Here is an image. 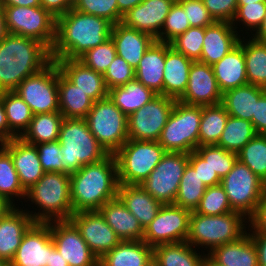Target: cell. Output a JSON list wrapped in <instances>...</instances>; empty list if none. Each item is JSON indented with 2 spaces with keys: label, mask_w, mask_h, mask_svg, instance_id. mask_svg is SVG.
<instances>
[{
  "label": "cell",
  "mask_w": 266,
  "mask_h": 266,
  "mask_svg": "<svg viewBox=\"0 0 266 266\" xmlns=\"http://www.w3.org/2000/svg\"><path fill=\"white\" fill-rule=\"evenodd\" d=\"M222 94L212 66L193 61L185 93L179 101L195 106H213L221 104Z\"/></svg>",
  "instance_id": "obj_19"
},
{
  "label": "cell",
  "mask_w": 266,
  "mask_h": 266,
  "mask_svg": "<svg viewBox=\"0 0 266 266\" xmlns=\"http://www.w3.org/2000/svg\"><path fill=\"white\" fill-rule=\"evenodd\" d=\"M117 196L137 218L143 229L154 220L162 204L140 185L119 184Z\"/></svg>",
  "instance_id": "obj_29"
},
{
  "label": "cell",
  "mask_w": 266,
  "mask_h": 266,
  "mask_svg": "<svg viewBox=\"0 0 266 266\" xmlns=\"http://www.w3.org/2000/svg\"><path fill=\"white\" fill-rule=\"evenodd\" d=\"M73 9L84 14L103 17L112 24L120 23L123 19L118 10L117 0H79Z\"/></svg>",
  "instance_id": "obj_51"
},
{
  "label": "cell",
  "mask_w": 266,
  "mask_h": 266,
  "mask_svg": "<svg viewBox=\"0 0 266 266\" xmlns=\"http://www.w3.org/2000/svg\"><path fill=\"white\" fill-rule=\"evenodd\" d=\"M195 151L204 158L220 179H223L237 161V154L217 145L198 146Z\"/></svg>",
  "instance_id": "obj_45"
},
{
  "label": "cell",
  "mask_w": 266,
  "mask_h": 266,
  "mask_svg": "<svg viewBox=\"0 0 266 266\" xmlns=\"http://www.w3.org/2000/svg\"><path fill=\"white\" fill-rule=\"evenodd\" d=\"M189 20L183 7L175 1L165 18L163 28L155 39L159 42L170 43L180 34H183L190 28Z\"/></svg>",
  "instance_id": "obj_50"
},
{
  "label": "cell",
  "mask_w": 266,
  "mask_h": 266,
  "mask_svg": "<svg viewBox=\"0 0 266 266\" xmlns=\"http://www.w3.org/2000/svg\"><path fill=\"white\" fill-rule=\"evenodd\" d=\"M215 21L232 22L236 12L237 0H202Z\"/></svg>",
  "instance_id": "obj_55"
},
{
  "label": "cell",
  "mask_w": 266,
  "mask_h": 266,
  "mask_svg": "<svg viewBox=\"0 0 266 266\" xmlns=\"http://www.w3.org/2000/svg\"><path fill=\"white\" fill-rule=\"evenodd\" d=\"M175 1L144 0L123 15L121 23L129 28L148 33L156 39Z\"/></svg>",
  "instance_id": "obj_20"
},
{
  "label": "cell",
  "mask_w": 266,
  "mask_h": 266,
  "mask_svg": "<svg viewBox=\"0 0 266 266\" xmlns=\"http://www.w3.org/2000/svg\"><path fill=\"white\" fill-rule=\"evenodd\" d=\"M164 64L165 42L155 40L146 50L135 69V79L157 95H163Z\"/></svg>",
  "instance_id": "obj_28"
},
{
  "label": "cell",
  "mask_w": 266,
  "mask_h": 266,
  "mask_svg": "<svg viewBox=\"0 0 266 266\" xmlns=\"http://www.w3.org/2000/svg\"><path fill=\"white\" fill-rule=\"evenodd\" d=\"M110 37L114 42L116 54L134 69L137 68L144 53L155 41L150 34L129 28L121 22L112 25Z\"/></svg>",
  "instance_id": "obj_23"
},
{
  "label": "cell",
  "mask_w": 266,
  "mask_h": 266,
  "mask_svg": "<svg viewBox=\"0 0 266 266\" xmlns=\"http://www.w3.org/2000/svg\"><path fill=\"white\" fill-rule=\"evenodd\" d=\"M99 211L121 241L143 239L144 229L118 196L106 202Z\"/></svg>",
  "instance_id": "obj_27"
},
{
  "label": "cell",
  "mask_w": 266,
  "mask_h": 266,
  "mask_svg": "<svg viewBox=\"0 0 266 266\" xmlns=\"http://www.w3.org/2000/svg\"><path fill=\"white\" fill-rule=\"evenodd\" d=\"M0 196L6 198L14 206L16 200H25L26 191L20 184L11 154L0 143ZM16 198V199H14Z\"/></svg>",
  "instance_id": "obj_42"
},
{
  "label": "cell",
  "mask_w": 266,
  "mask_h": 266,
  "mask_svg": "<svg viewBox=\"0 0 266 266\" xmlns=\"http://www.w3.org/2000/svg\"><path fill=\"white\" fill-rule=\"evenodd\" d=\"M233 211L250 220L266 192V184L253 171L237 159L233 168L221 179Z\"/></svg>",
  "instance_id": "obj_9"
},
{
  "label": "cell",
  "mask_w": 266,
  "mask_h": 266,
  "mask_svg": "<svg viewBox=\"0 0 266 266\" xmlns=\"http://www.w3.org/2000/svg\"><path fill=\"white\" fill-rule=\"evenodd\" d=\"M14 92L34 115L59 112L58 64L52 61L42 71L26 77Z\"/></svg>",
  "instance_id": "obj_12"
},
{
  "label": "cell",
  "mask_w": 266,
  "mask_h": 266,
  "mask_svg": "<svg viewBox=\"0 0 266 266\" xmlns=\"http://www.w3.org/2000/svg\"><path fill=\"white\" fill-rule=\"evenodd\" d=\"M265 13L266 2H256L252 4L238 5L236 15L233 21L231 22L232 26L236 30L237 28H239L237 26L242 25L243 28L240 26L239 29L242 30H238V34L240 33V31L243 32V29L245 28V31H250V35H252L261 26Z\"/></svg>",
  "instance_id": "obj_49"
},
{
  "label": "cell",
  "mask_w": 266,
  "mask_h": 266,
  "mask_svg": "<svg viewBox=\"0 0 266 266\" xmlns=\"http://www.w3.org/2000/svg\"><path fill=\"white\" fill-rule=\"evenodd\" d=\"M249 33H245L249 39L243 36L239 41L244 50L247 81L266 89V42L254 39Z\"/></svg>",
  "instance_id": "obj_37"
},
{
  "label": "cell",
  "mask_w": 266,
  "mask_h": 266,
  "mask_svg": "<svg viewBox=\"0 0 266 266\" xmlns=\"http://www.w3.org/2000/svg\"><path fill=\"white\" fill-rule=\"evenodd\" d=\"M247 226H249V220L236 211L215 216L192 211L186 241L194 248H206L204 250L209 253L217 246L240 239L247 233Z\"/></svg>",
  "instance_id": "obj_6"
},
{
  "label": "cell",
  "mask_w": 266,
  "mask_h": 266,
  "mask_svg": "<svg viewBox=\"0 0 266 266\" xmlns=\"http://www.w3.org/2000/svg\"><path fill=\"white\" fill-rule=\"evenodd\" d=\"M144 0H117L119 13L123 16Z\"/></svg>",
  "instance_id": "obj_63"
},
{
  "label": "cell",
  "mask_w": 266,
  "mask_h": 266,
  "mask_svg": "<svg viewBox=\"0 0 266 266\" xmlns=\"http://www.w3.org/2000/svg\"><path fill=\"white\" fill-rule=\"evenodd\" d=\"M189 153L166 152L140 186L162 205L174 204Z\"/></svg>",
  "instance_id": "obj_13"
},
{
  "label": "cell",
  "mask_w": 266,
  "mask_h": 266,
  "mask_svg": "<svg viewBox=\"0 0 266 266\" xmlns=\"http://www.w3.org/2000/svg\"><path fill=\"white\" fill-rule=\"evenodd\" d=\"M40 5L45 10L49 11L55 18L66 14L73 8L68 3V0H40Z\"/></svg>",
  "instance_id": "obj_59"
},
{
  "label": "cell",
  "mask_w": 266,
  "mask_h": 266,
  "mask_svg": "<svg viewBox=\"0 0 266 266\" xmlns=\"http://www.w3.org/2000/svg\"><path fill=\"white\" fill-rule=\"evenodd\" d=\"M146 266H159L158 262L152 257Z\"/></svg>",
  "instance_id": "obj_70"
},
{
  "label": "cell",
  "mask_w": 266,
  "mask_h": 266,
  "mask_svg": "<svg viewBox=\"0 0 266 266\" xmlns=\"http://www.w3.org/2000/svg\"><path fill=\"white\" fill-rule=\"evenodd\" d=\"M63 120L64 117L60 112L33 115L28 129L21 138L33 145L56 141Z\"/></svg>",
  "instance_id": "obj_38"
},
{
  "label": "cell",
  "mask_w": 266,
  "mask_h": 266,
  "mask_svg": "<svg viewBox=\"0 0 266 266\" xmlns=\"http://www.w3.org/2000/svg\"><path fill=\"white\" fill-rule=\"evenodd\" d=\"M205 27H190L170 42V46L187 58L198 61L201 57Z\"/></svg>",
  "instance_id": "obj_47"
},
{
  "label": "cell",
  "mask_w": 266,
  "mask_h": 266,
  "mask_svg": "<svg viewBox=\"0 0 266 266\" xmlns=\"http://www.w3.org/2000/svg\"><path fill=\"white\" fill-rule=\"evenodd\" d=\"M193 60L175 51L165 43V68L163 71V95L179 100L185 93L190 66Z\"/></svg>",
  "instance_id": "obj_26"
},
{
  "label": "cell",
  "mask_w": 266,
  "mask_h": 266,
  "mask_svg": "<svg viewBox=\"0 0 266 266\" xmlns=\"http://www.w3.org/2000/svg\"><path fill=\"white\" fill-rule=\"evenodd\" d=\"M16 137L17 136L9 129L2 103V92H0V143Z\"/></svg>",
  "instance_id": "obj_60"
},
{
  "label": "cell",
  "mask_w": 266,
  "mask_h": 266,
  "mask_svg": "<svg viewBox=\"0 0 266 266\" xmlns=\"http://www.w3.org/2000/svg\"><path fill=\"white\" fill-rule=\"evenodd\" d=\"M238 5L252 4L256 2H266V0H237Z\"/></svg>",
  "instance_id": "obj_69"
},
{
  "label": "cell",
  "mask_w": 266,
  "mask_h": 266,
  "mask_svg": "<svg viewBox=\"0 0 266 266\" xmlns=\"http://www.w3.org/2000/svg\"><path fill=\"white\" fill-rule=\"evenodd\" d=\"M257 249L259 266H266V235L250 234Z\"/></svg>",
  "instance_id": "obj_61"
},
{
  "label": "cell",
  "mask_w": 266,
  "mask_h": 266,
  "mask_svg": "<svg viewBox=\"0 0 266 266\" xmlns=\"http://www.w3.org/2000/svg\"><path fill=\"white\" fill-rule=\"evenodd\" d=\"M33 223L30 215L19 206L0 219V258L11 262L25 232Z\"/></svg>",
  "instance_id": "obj_25"
},
{
  "label": "cell",
  "mask_w": 266,
  "mask_h": 266,
  "mask_svg": "<svg viewBox=\"0 0 266 266\" xmlns=\"http://www.w3.org/2000/svg\"><path fill=\"white\" fill-rule=\"evenodd\" d=\"M2 103L9 129L17 137H21L28 129L34 114L30 107L14 91L2 92Z\"/></svg>",
  "instance_id": "obj_40"
},
{
  "label": "cell",
  "mask_w": 266,
  "mask_h": 266,
  "mask_svg": "<svg viewBox=\"0 0 266 266\" xmlns=\"http://www.w3.org/2000/svg\"><path fill=\"white\" fill-rule=\"evenodd\" d=\"M218 87L222 93L248 84L243 47L238 44L220 61L212 65Z\"/></svg>",
  "instance_id": "obj_30"
},
{
  "label": "cell",
  "mask_w": 266,
  "mask_h": 266,
  "mask_svg": "<svg viewBox=\"0 0 266 266\" xmlns=\"http://www.w3.org/2000/svg\"><path fill=\"white\" fill-rule=\"evenodd\" d=\"M252 125L257 134L266 135V92L257 100Z\"/></svg>",
  "instance_id": "obj_58"
},
{
  "label": "cell",
  "mask_w": 266,
  "mask_h": 266,
  "mask_svg": "<svg viewBox=\"0 0 266 266\" xmlns=\"http://www.w3.org/2000/svg\"><path fill=\"white\" fill-rule=\"evenodd\" d=\"M50 231L56 250L69 266H99V259L70 220L50 222Z\"/></svg>",
  "instance_id": "obj_16"
},
{
  "label": "cell",
  "mask_w": 266,
  "mask_h": 266,
  "mask_svg": "<svg viewBox=\"0 0 266 266\" xmlns=\"http://www.w3.org/2000/svg\"><path fill=\"white\" fill-rule=\"evenodd\" d=\"M7 34H8V31L6 28L4 8L0 4V42L5 38Z\"/></svg>",
  "instance_id": "obj_67"
},
{
  "label": "cell",
  "mask_w": 266,
  "mask_h": 266,
  "mask_svg": "<svg viewBox=\"0 0 266 266\" xmlns=\"http://www.w3.org/2000/svg\"><path fill=\"white\" fill-rule=\"evenodd\" d=\"M51 62V50L44 43L8 33L0 42V92L14 91Z\"/></svg>",
  "instance_id": "obj_2"
},
{
  "label": "cell",
  "mask_w": 266,
  "mask_h": 266,
  "mask_svg": "<svg viewBox=\"0 0 266 266\" xmlns=\"http://www.w3.org/2000/svg\"><path fill=\"white\" fill-rule=\"evenodd\" d=\"M252 37L258 41L266 42V13L261 26L252 34Z\"/></svg>",
  "instance_id": "obj_65"
},
{
  "label": "cell",
  "mask_w": 266,
  "mask_h": 266,
  "mask_svg": "<svg viewBox=\"0 0 266 266\" xmlns=\"http://www.w3.org/2000/svg\"><path fill=\"white\" fill-rule=\"evenodd\" d=\"M85 120L108 154L114 155L128 140L127 116L109 97L94 102Z\"/></svg>",
  "instance_id": "obj_10"
},
{
  "label": "cell",
  "mask_w": 266,
  "mask_h": 266,
  "mask_svg": "<svg viewBox=\"0 0 266 266\" xmlns=\"http://www.w3.org/2000/svg\"><path fill=\"white\" fill-rule=\"evenodd\" d=\"M266 92L265 88L245 84L232 88L222 94L221 104L229 116L252 122L257 100Z\"/></svg>",
  "instance_id": "obj_32"
},
{
  "label": "cell",
  "mask_w": 266,
  "mask_h": 266,
  "mask_svg": "<svg viewBox=\"0 0 266 266\" xmlns=\"http://www.w3.org/2000/svg\"><path fill=\"white\" fill-rule=\"evenodd\" d=\"M69 220L98 259L121 242L99 210L76 212Z\"/></svg>",
  "instance_id": "obj_17"
},
{
  "label": "cell",
  "mask_w": 266,
  "mask_h": 266,
  "mask_svg": "<svg viewBox=\"0 0 266 266\" xmlns=\"http://www.w3.org/2000/svg\"><path fill=\"white\" fill-rule=\"evenodd\" d=\"M237 159L266 184V135L257 134L238 153Z\"/></svg>",
  "instance_id": "obj_44"
},
{
  "label": "cell",
  "mask_w": 266,
  "mask_h": 266,
  "mask_svg": "<svg viewBox=\"0 0 266 266\" xmlns=\"http://www.w3.org/2000/svg\"><path fill=\"white\" fill-rule=\"evenodd\" d=\"M157 94L134 79L120 87L108 91L110 100L126 115L129 116L143 107Z\"/></svg>",
  "instance_id": "obj_35"
},
{
  "label": "cell",
  "mask_w": 266,
  "mask_h": 266,
  "mask_svg": "<svg viewBox=\"0 0 266 266\" xmlns=\"http://www.w3.org/2000/svg\"><path fill=\"white\" fill-rule=\"evenodd\" d=\"M0 266H11L10 262L0 258Z\"/></svg>",
  "instance_id": "obj_71"
},
{
  "label": "cell",
  "mask_w": 266,
  "mask_h": 266,
  "mask_svg": "<svg viewBox=\"0 0 266 266\" xmlns=\"http://www.w3.org/2000/svg\"><path fill=\"white\" fill-rule=\"evenodd\" d=\"M118 172L115 155L82 166L70 175V193L73 214L99 210L106 202L117 197Z\"/></svg>",
  "instance_id": "obj_3"
},
{
  "label": "cell",
  "mask_w": 266,
  "mask_h": 266,
  "mask_svg": "<svg viewBox=\"0 0 266 266\" xmlns=\"http://www.w3.org/2000/svg\"><path fill=\"white\" fill-rule=\"evenodd\" d=\"M14 207L15 206L10 203L6 198L0 196V219H2Z\"/></svg>",
  "instance_id": "obj_66"
},
{
  "label": "cell",
  "mask_w": 266,
  "mask_h": 266,
  "mask_svg": "<svg viewBox=\"0 0 266 266\" xmlns=\"http://www.w3.org/2000/svg\"><path fill=\"white\" fill-rule=\"evenodd\" d=\"M108 90L125 85L135 79V69L122 57L116 55L103 75Z\"/></svg>",
  "instance_id": "obj_52"
},
{
  "label": "cell",
  "mask_w": 266,
  "mask_h": 266,
  "mask_svg": "<svg viewBox=\"0 0 266 266\" xmlns=\"http://www.w3.org/2000/svg\"><path fill=\"white\" fill-rule=\"evenodd\" d=\"M58 142L65 174L71 175L82 166L99 162L109 155L91 133L85 119L64 118Z\"/></svg>",
  "instance_id": "obj_5"
},
{
  "label": "cell",
  "mask_w": 266,
  "mask_h": 266,
  "mask_svg": "<svg viewBox=\"0 0 266 266\" xmlns=\"http://www.w3.org/2000/svg\"><path fill=\"white\" fill-rule=\"evenodd\" d=\"M79 2V0H68V3L74 7L77 3Z\"/></svg>",
  "instance_id": "obj_72"
},
{
  "label": "cell",
  "mask_w": 266,
  "mask_h": 266,
  "mask_svg": "<svg viewBox=\"0 0 266 266\" xmlns=\"http://www.w3.org/2000/svg\"><path fill=\"white\" fill-rule=\"evenodd\" d=\"M196 249L187 241L160 244L153 247V258L159 266H201L205 251Z\"/></svg>",
  "instance_id": "obj_36"
},
{
  "label": "cell",
  "mask_w": 266,
  "mask_h": 266,
  "mask_svg": "<svg viewBox=\"0 0 266 266\" xmlns=\"http://www.w3.org/2000/svg\"><path fill=\"white\" fill-rule=\"evenodd\" d=\"M8 33L30 37L50 50L56 39V18L43 7L3 6Z\"/></svg>",
  "instance_id": "obj_11"
},
{
  "label": "cell",
  "mask_w": 266,
  "mask_h": 266,
  "mask_svg": "<svg viewBox=\"0 0 266 266\" xmlns=\"http://www.w3.org/2000/svg\"><path fill=\"white\" fill-rule=\"evenodd\" d=\"M191 211L174 204L162 205L154 220L144 229L143 241L151 247L185 242Z\"/></svg>",
  "instance_id": "obj_15"
},
{
  "label": "cell",
  "mask_w": 266,
  "mask_h": 266,
  "mask_svg": "<svg viewBox=\"0 0 266 266\" xmlns=\"http://www.w3.org/2000/svg\"><path fill=\"white\" fill-rule=\"evenodd\" d=\"M165 153V149L158 141L128 139L114 154L117 161L118 183L142 184Z\"/></svg>",
  "instance_id": "obj_7"
},
{
  "label": "cell",
  "mask_w": 266,
  "mask_h": 266,
  "mask_svg": "<svg viewBox=\"0 0 266 266\" xmlns=\"http://www.w3.org/2000/svg\"><path fill=\"white\" fill-rule=\"evenodd\" d=\"M55 62L60 71L94 102L108 97L103 74L88 68L78 59H58Z\"/></svg>",
  "instance_id": "obj_24"
},
{
  "label": "cell",
  "mask_w": 266,
  "mask_h": 266,
  "mask_svg": "<svg viewBox=\"0 0 266 266\" xmlns=\"http://www.w3.org/2000/svg\"><path fill=\"white\" fill-rule=\"evenodd\" d=\"M247 230L249 234L266 235V192L263 194V197L258 204L255 215L249 220Z\"/></svg>",
  "instance_id": "obj_57"
},
{
  "label": "cell",
  "mask_w": 266,
  "mask_h": 266,
  "mask_svg": "<svg viewBox=\"0 0 266 266\" xmlns=\"http://www.w3.org/2000/svg\"><path fill=\"white\" fill-rule=\"evenodd\" d=\"M112 25L103 17L70 9L56 18V39L51 49L52 61L78 59L87 50L108 40Z\"/></svg>",
  "instance_id": "obj_1"
},
{
  "label": "cell",
  "mask_w": 266,
  "mask_h": 266,
  "mask_svg": "<svg viewBox=\"0 0 266 266\" xmlns=\"http://www.w3.org/2000/svg\"><path fill=\"white\" fill-rule=\"evenodd\" d=\"M201 114L202 106L176 100L158 139L166 152L191 153L198 147Z\"/></svg>",
  "instance_id": "obj_8"
},
{
  "label": "cell",
  "mask_w": 266,
  "mask_h": 266,
  "mask_svg": "<svg viewBox=\"0 0 266 266\" xmlns=\"http://www.w3.org/2000/svg\"><path fill=\"white\" fill-rule=\"evenodd\" d=\"M40 159V163L45 172H62L63 165L61 153V145L58 140L35 144Z\"/></svg>",
  "instance_id": "obj_53"
},
{
  "label": "cell",
  "mask_w": 266,
  "mask_h": 266,
  "mask_svg": "<svg viewBox=\"0 0 266 266\" xmlns=\"http://www.w3.org/2000/svg\"><path fill=\"white\" fill-rule=\"evenodd\" d=\"M59 112L64 118L85 119L94 101L72 83L58 67Z\"/></svg>",
  "instance_id": "obj_33"
},
{
  "label": "cell",
  "mask_w": 266,
  "mask_h": 266,
  "mask_svg": "<svg viewBox=\"0 0 266 266\" xmlns=\"http://www.w3.org/2000/svg\"><path fill=\"white\" fill-rule=\"evenodd\" d=\"M189 164L194 168L201 181L207 187L221 184V179L216 171H213L209 163L195 150L189 153Z\"/></svg>",
  "instance_id": "obj_56"
},
{
  "label": "cell",
  "mask_w": 266,
  "mask_h": 266,
  "mask_svg": "<svg viewBox=\"0 0 266 266\" xmlns=\"http://www.w3.org/2000/svg\"><path fill=\"white\" fill-rule=\"evenodd\" d=\"M232 211L224 188L221 184H218L206 188L194 212L202 215L215 216Z\"/></svg>",
  "instance_id": "obj_46"
},
{
  "label": "cell",
  "mask_w": 266,
  "mask_h": 266,
  "mask_svg": "<svg viewBox=\"0 0 266 266\" xmlns=\"http://www.w3.org/2000/svg\"><path fill=\"white\" fill-rule=\"evenodd\" d=\"M116 55L115 45L110 37L104 43L87 50L78 60L88 68L104 75Z\"/></svg>",
  "instance_id": "obj_48"
},
{
  "label": "cell",
  "mask_w": 266,
  "mask_h": 266,
  "mask_svg": "<svg viewBox=\"0 0 266 266\" xmlns=\"http://www.w3.org/2000/svg\"><path fill=\"white\" fill-rule=\"evenodd\" d=\"M2 146L11 154L20 184L27 191L45 174L36 146L21 137L4 141Z\"/></svg>",
  "instance_id": "obj_21"
},
{
  "label": "cell",
  "mask_w": 266,
  "mask_h": 266,
  "mask_svg": "<svg viewBox=\"0 0 266 266\" xmlns=\"http://www.w3.org/2000/svg\"><path fill=\"white\" fill-rule=\"evenodd\" d=\"M207 186L201 181L197 172L188 163L180 180L179 190L174 205L189 211H195Z\"/></svg>",
  "instance_id": "obj_43"
},
{
  "label": "cell",
  "mask_w": 266,
  "mask_h": 266,
  "mask_svg": "<svg viewBox=\"0 0 266 266\" xmlns=\"http://www.w3.org/2000/svg\"><path fill=\"white\" fill-rule=\"evenodd\" d=\"M2 6L39 7L40 0H0Z\"/></svg>",
  "instance_id": "obj_62"
},
{
  "label": "cell",
  "mask_w": 266,
  "mask_h": 266,
  "mask_svg": "<svg viewBox=\"0 0 266 266\" xmlns=\"http://www.w3.org/2000/svg\"><path fill=\"white\" fill-rule=\"evenodd\" d=\"M50 222H34L25 232L11 266H47L50 255L55 250Z\"/></svg>",
  "instance_id": "obj_18"
},
{
  "label": "cell",
  "mask_w": 266,
  "mask_h": 266,
  "mask_svg": "<svg viewBox=\"0 0 266 266\" xmlns=\"http://www.w3.org/2000/svg\"><path fill=\"white\" fill-rule=\"evenodd\" d=\"M47 266H69V264L55 249L50 255L49 264H47Z\"/></svg>",
  "instance_id": "obj_64"
},
{
  "label": "cell",
  "mask_w": 266,
  "mask_h": 266,
  "mask_svg": "<svg viewBox=\"0 0 266 266\" xmlns=\"http://www.w3.org/2000/svg\"><path fill=\"white\" fill-rule=\"evenodd\" d=\"M207 255L221 266H259L257 249L248 232L234 242L213 248Z\"/></svg>",
  "instance_id": "obj_31"
},
{
  "label": "cell",
  "mask_w": 266,
  "mask_h": 266,
  "mask_svg": "<svg viewBox=\"0 0 266 266\" xmlns=\"http://www.w3.org/2000/svg\"><path fill=\"white\" fill-rule=\"evenodd\" d=\"M175 102L173 98L156 95L143 107L127 116L128 139L158 141Z\"/></svg>",
  "instance_id": "obj_14"
},
{
  "label": "cell",
  "mask_w": 266,
  "mask_h": 266,
  "mask_svg": "<svg viewBox=\"0 0 266 266\" xmlns=\"http://www.w3.org/2000/svg\"><path fill=\"white\" fill-rule=\"evenodd\" d=\"M153 257V247L143 240L121 241L99 259V266H146Z\"/></svg>",
  "instance_id": "obj_34"
},
{
  "label": "cell",
  "mask_w": 266,
  "mask_h": 266,
  "mask_svg": "<svg viewBox=\"0 0 266 266\" xmlns=\"http://www.w3.org/2000/svg\"><path fill=\"white\" fill-rule=\"evenodd\" d=\"M27 201L38 208V212L24 209L34 222L69 220L73 215L70 175L45 172L38 182L26 191L25 202Z\"/></svg>",
  "instance_id": "obj_4"
},
{
  "label": "cell",
  "mask_w": 266,
  "mask_h": 266,
  "mask_svg": "<svg viewBox=\"0 0 266 266\" xmlns=\"http://www.w3.org/2000/svg\"><path fill=\"white\" fill-rule=\"evenodd\" d=\"M256 135L251 121L229 116L217 146L237 154Z\"/></svg>",
  "instance_id": "obj_41"
},
{
  "label": "cell",
  "mask_w": 266,
  "mask_h": 266,
  "mask_svg": "<svg viewBox=\"0 0 266 266\" xmlns=\"http://www.w3.org/2000/svg\"><path fill=\"white\" fill-rule=\"evenodd\" d=\"M241 35L244 36L238 34L231 22L215 21L212 25L206 26L201 57L198 61L212 66L239 44Z\"/></svg>",
  "instance_id": "obj_22"
},
{
  "label": "cell",
  "mask_w": 266,
  "mask_h": 266,
  "mask_svg": "<svg viewBox=\"0 0 266 266\" xmlns=\"http://www.w3.org/2000/svg\"><path fill=\"white\" fill-rule=\"evenodd\" d=\"M185 10L191 27H206L215 20L208 12L202 0H176Z\"/></svg>",
  "instance_id": "obj_54"
},
{
  "label": "cell",
  "mask_w": 266,
  "mask_h": 266,
  "mask_svg": "<svg viewBox=\"0 0 266 266\" xmlns=\"http://www.w3.org/2000/svg\"><path fill=\"white\" fill-rule=\"evenodd\" d=\"M201 266H221L211 259L207 254L204 255Z\"/></svg>",
  "instance_id": "obj_68"
},
{
  "label": "cell",
  "mask_w": 266,
  "mask_h": 266,
  "mask_svg": "<svg viewBox=\"0 0 266 266\" xmlns=\"http://www.w3.org/2000/svg\"><path fill=\"white\" fill-rule=\"evenodd\" d=\"M228 117L222 104L202 106L198 146L217 145Z\"/></svg>",
  "instance_id": "obj_39"
}]
</instances>
